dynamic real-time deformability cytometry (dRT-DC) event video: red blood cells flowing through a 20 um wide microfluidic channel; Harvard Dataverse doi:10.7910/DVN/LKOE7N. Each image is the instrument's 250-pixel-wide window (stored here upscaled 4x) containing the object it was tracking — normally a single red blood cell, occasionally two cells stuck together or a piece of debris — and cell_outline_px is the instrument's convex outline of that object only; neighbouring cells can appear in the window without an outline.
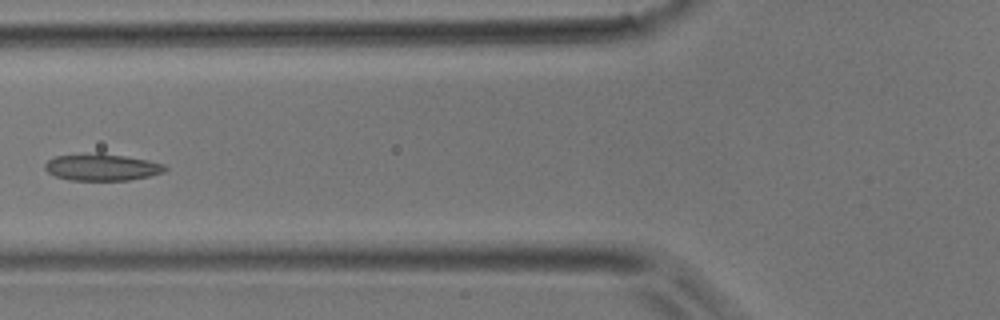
{"species": "common noctule bat (a hibernating species)", "species_latin": "Nyctalus noctula", "temperature_condition": "room temperature", "stored_images_in_passage": 4, "camera_frame_rate_fps": 3000, "um_per_image_px": 0.085, "animal": {"sex": "male", "body_mass_g": 17.9}, "frame": {"image": 1, "passage_image": 4, "time_ms": 1.0, "image_size_px": [1000, 320], "cell_outline_px": [[168, 168], [164, 172], [148, 176], [128, 180], [68, 180], [56, 176], [48, 172], [44, 168], [44, 164], [48, 160], [56, 156], [96, 152], [100, 152], [148, 160], [164, 164]], "centroid_in_image_um": [8.65, 14.2], "position_along_channel_um": 117.2, "area_um2": 18.84}}